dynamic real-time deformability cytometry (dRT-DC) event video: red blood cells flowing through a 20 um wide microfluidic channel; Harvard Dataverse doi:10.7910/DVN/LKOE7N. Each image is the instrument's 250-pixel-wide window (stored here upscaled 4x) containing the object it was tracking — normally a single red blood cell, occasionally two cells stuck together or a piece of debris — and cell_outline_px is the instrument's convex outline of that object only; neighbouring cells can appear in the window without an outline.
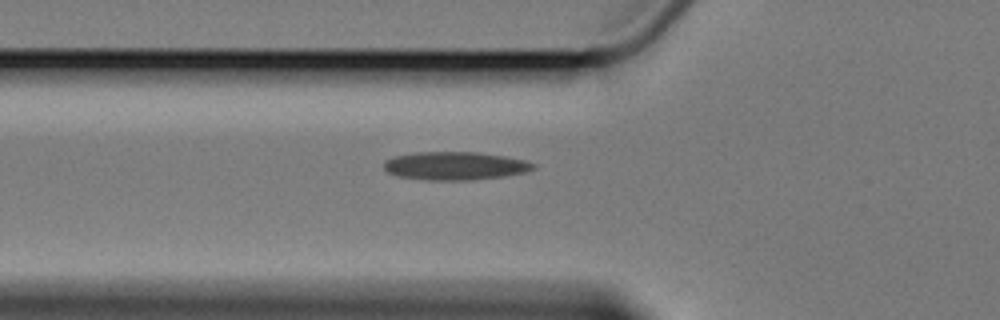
{"species": "Egyptian fruit bat (a non-hibernating species)", "species_latin": "Rousettus aegyptiacus", "temperature_condition": "cold", "stored_images_in_passage": 6, "camera_frame_rate_fps": 3000, "um_per_image_px": 0.085, "animal": {"sex": "female"}, "frame": {"image": 1, "passage_image": 6, "time_ms": 7.0, "image_size_px": [1000, 320], "cell_outline_px": [[536, 168], [524, 172], [504, 176], [468, 180], [428, 180], [396, 176], [388, 172], [384, 168], [384, 160], [392, 156], [416, 152], [480, 152], [504, 156], [524, 160], [536, 164]], "centroid_in_image_um": [38.65, 14.09], "position_along_channel_um": 87.2, "area_um2": 24.62}}